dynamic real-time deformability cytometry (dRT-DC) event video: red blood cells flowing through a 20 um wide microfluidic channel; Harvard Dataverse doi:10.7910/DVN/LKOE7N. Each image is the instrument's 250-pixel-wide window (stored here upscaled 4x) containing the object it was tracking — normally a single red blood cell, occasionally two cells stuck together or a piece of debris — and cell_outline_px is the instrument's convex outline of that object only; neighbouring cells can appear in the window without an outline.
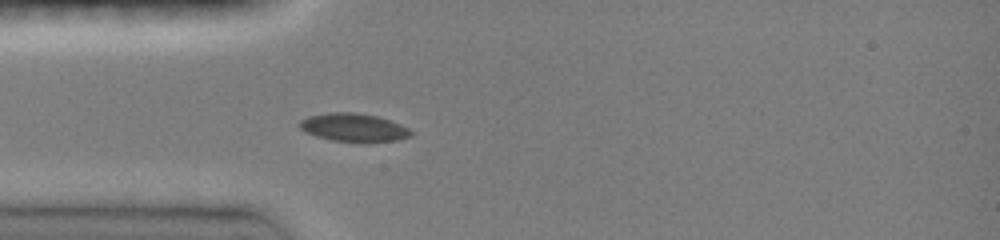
{"species": "common noctule bat (a hibernating species)", "species_latin": "Nyctalus noctula", "temperature_condition": "room temperature", "stored_images_in_passage": 4, "camera_frame_rate_fps": 3000, "um_per_image_px": 0.085, "animal": {"sex": "female", "body_mass_g": 19.0, "forearm_length_mm": 51.5}, "frame": {"image": 1, "passage_image": 1, "time_ms": 0.0, "image_size_px": [1000, 240], "cell_outline_px": [[412, 136], [396, 140], [368, 144], [332, 140], [316, 136], [300, 128], [300, 120], [308, 116], [328, 112], [356, 112], [376, 116], [400, 124], [408, 128], [412, 132]], "centroid_in_image_um": [30.09, 10.86], "position_along_channel_um": 54.9, "area_um2": 18.55}}